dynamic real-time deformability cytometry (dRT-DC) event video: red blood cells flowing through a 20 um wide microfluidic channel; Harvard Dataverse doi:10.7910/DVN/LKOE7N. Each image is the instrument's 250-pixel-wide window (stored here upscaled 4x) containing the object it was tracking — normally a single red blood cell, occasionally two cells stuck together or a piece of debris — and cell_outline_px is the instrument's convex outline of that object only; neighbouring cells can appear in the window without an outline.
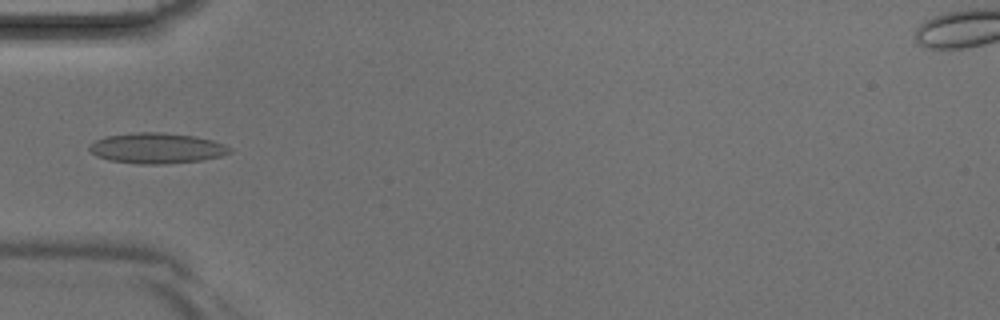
{"species": "Egyptian fruit bat (a non-hibernating species)", "species_latin": "Rousettus aegyptiacus", "temperature_condition": "room temperature", "stored_images_in_passage": 5, "camera_frame_rate_fps": 3000, "um_per_image_px": 0.085, "animal": {"sex": "male"}, "frame": {"image": 1, "passage_image": 5, "time_ms": 1.333, "image_size_px": [1000, 320], "cell_outline_px": [[232, 152], [220, 156], [200, 160], [164, 164], [140, 164], [108, 160], [96, 156], [88, 148], [88, 144], [104, 136], [136, 132], [164, 132], [192, 136], [212, 140], [224, 144], [232, 148]], "centroid_in_image_um": [13.29, 12.59], "position_along_channel_um": 71.7, "area_um2": 25.03}}